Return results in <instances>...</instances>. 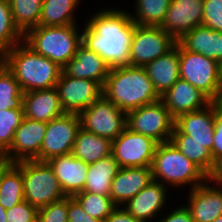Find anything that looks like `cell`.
<instances>
[{"mask_svg":"<svg viewBox=\"0 0 222 222\" xmlns=\"http://www.w3.org/2000/svg\"><path fill=\"white\" fill-rule=\"evenodd\" d=\"M102 9V10H101ZM105 9V10H104ZM100 8L82 28V45L99 54L112 68L129 65V49L135 23L123 8Z\"/></svg>","mask_w":222,"mask_h":222,"instance_id":"obj_1","label":"cell"},{"mask_svg":"<svg viewBox=\"0 0 222 222\" xmlns=\"http://www.w3.org/2000/svg\"><path fill=\"white\" fill-rule=\"evenodd\" d=\"M102 94L125 113L160 100L145 68L130 65L110 68Z\"/></svg>","mask_w":222,"mask_h":222,"instance_id":"obj_2","label":"cell"},{"mask_svg":"<svg viewBox=\"0 0 222 222\" xmlns=\"http://www.w3.org/2000/svg\"><path fill=\"white\" fill-rule=\"evenodd\" d=\"M13 74L23 93L56 87L62 68L34 52L23 41L5 52L0 60Z\"/></svg>","mask_w":222,"mask_h":222,"instance_id":"obj_3","label":"cell"},{"mask_svg":"<svg viewBox=\"0 0 222 222\" xmlns=\"http://www.w3.org/2000/svg\"><path fill=\"white\" fill-rule=\"evenodd\" d=\"M150 168L153 180L170 187L169 190H183L188 186L187 191H190L208 179L171 141L157 145Z\"/></svg>","mask_w":222,"mask_h":222,"instance_id":"obj_4","label":"cell"},{"mask_svg":"<svg viewBox=\"0 0 222 222\" xmlns=\"http://www.w3.org/2000/svg\"><path fill=\"white\" fill-rule=\"evenodd\" d=\"M78 25H39L23 35V42L34 52L63 68L75 56L78 47L82 44L83 26Z\"/></svg>","mask_w":222,"mask_h":222,"instance_id":"obj_5","label":"cell"},{"mask_svg":"<svg viewBox=\"0 0 222 222\" xmlns=\"http://www.w3.org/2000/svg\"><path fill=\"white\" fill-rule=\"evenodd\" d=\"M24 182V200L40 209L66 197L47 161L24 160L13 163Z\"/></svg>","mask_w":222,"mask_h":222,"instance_id":"obj_6","label":"cell"},{"mask_svg":"<svg viewBox=\"0 0 222 222\" xmlns=\"http://www.w3.org/2000/svg\"><path fill=\"white\" fill-rule=\"evenodd\" d=\"M180 78L204 93L212 102L221 96L219 63L202 54L185 50L179 44Z\"/></svg>","mask_w":222,"mask_h":222,"instance_id":"obj_7","label":"cell"},{"mask_svg":"<svg viewBox=\"0 0 222 222\" xmlns=\"http://www.w3.org/2000/svg\"><path fill=\"white\" fill-rule=\"evenodd\" d=\"M176 43L177 41L161 26L135 24L129 49V65L144 67L167 54Z\"/></svg>","mask_w":222,"mask_h":222,"instance_id":"obj_8","label":"cell"},{"mask_svg":"<svg viewBox=\"0 0 222 222\" xmlns=\"http://www.w3.org/2000/svg\"><path fill=\"white\" fill-rule=\"evenodd\" d=\"M126 123L129 130L148 136L160 144L170 141L175 120L159 100L127 112Z\"/></svg>","mask_w":222,"mask_h":222,"instance_id":"obj_9","label":"cell"},{"mask_svg":"<svg viewBox=\"0 0 222 222\" xmlns=\"http://www.w3.org/2000/svg\"><path fill=\"white\" fill-rule=\"evenodd\" d=\"M81 128L98 136L115 140L127 127L126 113L103 94L79 115Z\"/></svg>","mask_w":222,"mask_h":222,"instance_id":"obj_10","label":"cell"},{"mask_svg":"<svg viewBox=\"0 0 222 222\" xmlns=\"http://www.w3.org/2000/svg\"><path fill=\"white\" fill-rule=\"evenodd\" d=\"M80 128L81 121L77 114L64 113L49 121L40 153L34 160L48 161L56 156L71 154Z\"/></svg>","mask_w":222,"mask_h":222,"instance_id":"obj_11","label":"cell"},{"mask_svg":"<svg viewBox=\"0 0 222 222\" xmlns=\"http://www.w3.org/2000/svg\"><path fill=\"white\" fill-rule=\"evenodd\" d=\"M158 144L154 139L126 127L112 141V155L120 168L150 167Z\"/></svg>","mask_w":222,"mask_h":222,"instance_id":"obj_12","label":"cell"},{"mask_svg":"<svg viewBox=\"0 0 222 222\" xmlns=\"http://www.w3.org/2000/svg\"><path fill=\"white\" fill-rule=\"evenodd\" d=\"M64 113L80 115L103 93V88L90 79L69 77L63 72L56 84Z\"/></svg>","mask_w":222,"mask_h":222,"instance_id":"obj_13","label":"cell"},{"mask_svg":"<svg viewBox=\"0 0 222 222\" xmlns=\"http://www.w3.org/2000/svg\"><path fill=\"white\" fill-rule=\"evenodd\" d=\"M47 123L24 117L16 129L10 148L3 156L10 162L34 160L40 153Z\"/></svg>","mask_w":222,"mask_h":222,"instance_id":"obj_14","label":"cell"},{"mask_svg":"<svg viewBox=\"0 0 222 222\" xmlns=\"http://www.w3.org/2000/svg\"><path fill=\"white\" fill-rule=\"evenodd\" d=\"M204 0H171L161 27L176 41L202 25Z\"/></svg>","mask_w":222,"mask_h":222,"instance_id":"obj_15","label":"cell"},{"mask_svg":"<svg viewBox=\"0 0 222 222\" xmlns=\"http://www.w3.org/2000/svg\"><path fill=\"white\" fill-rule=\"evenodd\" d=\"M186 194L188 198L183 203L190 210L193 222H212L222 216V185L207 179Z\"/></svg>","mask_w":222,"mask_h":222,"instance_id":"obj_16","label":"cell"},{"mask_svg":"<svg viewBox=\"0 0 222 222\" xmlns=\"http://www.w3.org/2000/svg\"><path fill=\"white\" fill-rule=\"evenodd\" d=\"M169 188L162 183L152 180L144 189L132 197L124 209L141 222H156L162 210L167 206ZM153 220V221H151Z\"/></svg>","mask_w":222,"mask_h":222,"instance_id":"obj_17","label":"cell"},{"mask_svg":"<svg viewBox=\"0 0 222 222\" xmlns=\"http://www.w3.org/2000/svg\"><path fill=\"white\" fill-rule=\"evenodd\" d=\"M160 100L174 120L183 114L203 109L212 102L199 89L181 78L160 97Z\"/></svg>","mask_w":222,"mask_h":222,"instance_id":"obj_18","label":"cell"},{"mask_svg":"<svg viewBox=\"0 0 222 222\" xmlns=\"http://www.w3.org/2000/svg\"><path fill=\"white\" fill-rule=\"evenodd\" d=\"M110 68L99 54L81 44L62 72L69 77L96 81L103 88Z\"/></svg>","mask_w":222,"mask_h":222,"instance_id":"obj_19","label":"cell"},{"mask_svg":"<svg viewBox=\"0 0 222 222\" xmlns=\"http://www.w3.org/2000/svg\"><path fill=\"white\" fill-rule=\"evenodd\" d=\"M24 117L48 123L64 114L56 87L22 94Z\"/></svg>","mask_w":222,"mask_h":222,"instance_id":"obj_20","label":"cell"},{"mask_svg":"<svg viewBox=\"0 0 222 222\" xmlns=\"http://www.w3.org/2000/svg\"><path fill=\"white\" fill-rule=\"evenodd\" d=\"M152 180L150 167L119 168L111 184L110 197L116 206H123Z\"/></svg>","mask_w":222,"mask_h":222,"instance_id":"obj_21","label":"cell"},{"mask_svg":"<svg viewBox=\"0 0 222 222\" xmlns=\"http://www.w3.org/2000/svg\"><path fill=\"white\" fill-rule=\"evenodd\" d=\"M220 114L216 102L205 108L183 114L175 119V126L191 140L199 143H213L214 120Z\"/></svg>","mask_w":222,"mask_h":222,"instance_id":"obj_22","label":"cell"},{"mask_svg":"<svg viewBox=\"0 0 222 222\" xmlns=\"http://www.w3.org/2000/svg\"><path fill=\"white\" fill-rule=\"evenodd\" d=\"M66 196L83 191L89 165L72 154L56 156L48 161Z\"/></svg>","mask_w":222,"mask_h":222,"instance_id":"obj_23","label":"cell"},{"mask_svg":"<svg viewBox=\"0 0 222 222\" xmlns=\"http://www.w3.org/2000/svg\"><path fill=\"white\" fill-rule=\"evenodd\" d=\"M154 90L161 97L180 78L179 43L164 56L144 66Z\"/></svg>","mask_w":222,"mask_h":222,"instance_id":"obj_24","label":"cell"},{"mask_svg":"<svg viewBox=\"0 0 222 222\" xmlns=\"http://www.w3.org/2000/svg\"><path fill=\"white\" fill-rule=\"evenodd\" d=\"M177 42L187 51L202 54L218 63L222 61V32L199 25L185 33Z\"/></svg>","mask_w":222,"mask_h":222,"instance_id":"obj_25","label":"cell"},{"mask_svg":"<svg viewBox=\"0 0 222 222\" xmlns=\"http://www.w3.org/2000/svg\"><path fill=\"white\" fill-rule=\"evenodd\" d=\"M191 139L190 135L182 133L174 125L170 141L208 176L215 164L212 156L213 143H199Z\"/></svg>","mask_w":222,"mask_h":222,"instance_id":"obj_26","label":"cell"},{"mask_svg":"<svg viewBox=\"0 0 222 222\" xmlns=\"http://www.w3.org/2000/svg\"><path fill=\"white\" fill-rule=\"evenodd\" d=\"M71 154L89 165L112 154V141L80 128Z\"/></svg>","mask_w":222,"mask_h":222,"instance_id":"obj_27","label":"cell"},{"mask_svg":"<svg viewBox=\"0 0 222 222\" xmlns=\"http://www.w3.org/2000/svg\"><path fill=\"white\" fill-rule=\"evenodd\" d=\"M119 168L112 154L89 164L83 191L110 196L111 184Z\"/></svg>","mask_w":222,"mask_h":222,"instance_id":"obj_28","label":"cell"},{"mask_svg":"<svg viewBox=\"0 0 222 222\" xmlns=\"http://www.w3.org/2000/svg\"><path fill=\"white\" fill-rule=\"evenodd\" d=\"M81 0H43L39 25L65 26L77 23L76 12Z\"/></svg>","mask_w":222,"mask_h":222,"instance_id":"obj_29","label":"cell"},{"mask_svg":"<svg viewBox=\"0 0 222 222\" xmlns=\"http://www.w3.org/2000/svg\"><path fill=\"white\" fill-rule=\"evenodd\" d=\"M24 201L22 172L11 163L0 178V204L7 210Z\"/></svg>","mask_w":222,"mask_h":222,"instance_id":"obj_30","label":"cell"},{"mask_svg":"<svg viewBox=\"0 0 222 222\" xmlns=\"http://www.w3.org/2000/svg\"><path fill=\"white\" fill-rule=\"evenodd\" d=\"M171 0H135L134 14L130 17L136 25L161 26Z\"/></svg>","mask_w":222,"mask_h":222,"instance_id":"obj_31","label":"cell"},{"mask_svg":"<svg viewBox=\"0 0 222 222\" xmlns=\"http://www.w3.org/2000/svg\"><path fill=\"white\" fill-rule=\"evenodd\" d=\"M16 27L24 35L39 26L43 0H8Z\"/></svg>","mask_w":222,"mask_h":222,"instance_id":"obj_32","label":"cell"},{"mask_svg":"<svg viewBox=\"0 0 222 222\" xmlns=\"http://www.w3.org/2000/svg\"><path fill=\"white\" fill-rule=\"evenodd\" d=\"M23 41V34L16 27L8 0H0V60L2 55Z\"/></svg>","mask_w":222,"mask_h":222,"instance_id":"obj_33","label":"cell"},{"mask_svg":"<svg viewBox=\"0 0 222 222\" xmlns=\"http://www.w3.org/2000/svg\"><path fill=\"white\" fill-rule=\"evenodd\" d=\"M91 217L104 221L117 207L110 196L81 191L73 196Z\"/></svg>","mask_w":222,"mask_h":222,"instance_id":"obj_34","label":"cell"},{"mask_svg":"<svg viewBox=\"0 0 222 222\" xmlns=\"http://www.w3.org/2000/svg\"><path fill=\"white\" fill-rule=\"evenodd\" d=\"M24 118L22 104L14 108L0 110V155L11 146L16 129Z\"/></svg>","mask_w":222,"mask_h":222,"instance_id":"obj_35","label":"cell"},{"mask_svg":"<svg viewBox=\"0 0 222 222\" xmlns=\"http://www.w3.org/2000/svg\"><path fill=\"white\" fill-rule=\"evenodd\" d=\"M22 94L19 83L0 61V110L16 107L22 101Z\"/></svg>","mask_w":222,"mask_h":222,"instance_id":"obj_36","label":"cell"},{"mask_svg":"<svg viewBox=\"0 0 222 222\" xmlns=\"http://www.w3.org/2000/svg\"><path fill=\"white\" fill-rule=\"evenodd\" d=\"M37 222H68V196L38 209Z\"/></svg>","mask_w":222,"mask_h":222,"instance_id":"obj_37","label":"cell"},{"mask_svg":"<svg viewBox=\"0 0 222 222\" xmlns=\"http://www.w3.org/2000/svg\"><path fill=\"white\" fill-rule=\"evenodd\" d=\"M202 25L222 32V0H204Z\"/></svg>","mask_w":222,"mask_h":222,"instance_id":"obj_38","label":"cell"},{"mask_svg":"<svg viewBox=\"0 0 222 222\" xmlns=\"http://www.w3.org/2000/svg\"><path fill=\"white\" fill-rule=\"evenodd\" d=\"M38 209L27 201L6 210L7 222H37Z\"/></svg>","mask_w":222,"mask_h":222,"instance_id":"obj_39","label":"cell"},{"mask_svg":"<svg viewBox=\"0 0 222 222\" xmlns=\"http://www.w3.org/2000/svg\"><path fill=\"white\" fill-rule=\"evenodd\" d=\"M177 204L175 207H171V210H168L167 212L162 213L160 218H157L156 222H193L192 215L190 213V210L186 207L185 204ZM176 208V209H175Z\"/></svg>","mask_w":222,"mask_h":222,"instance_id":"obj_40","label":"cell"},{"mask_svg":"<svg viewBox=\"0 0 222 222\" xmlns=\"http://www.w3.org/2000/svg\"><path fill=\"white\" fill-rule=\"evenodd\" d=\"M68 222H102L87 214L80 203L68 196Z\"/></svg>","mask_w":222,"mask_h":222,"instance_id":"obj_41","label":"cell"},{"mask_svg":"<svg viewBox=\"0 0 222 222\" xmlns=\"http://www.w3.org/2000/svg\"><path fill=\"white\" fill-rule=\"evenodd\" d=\"M212 156L217 160L222 156V116L219 114L214 120Z\"/></svg>","mask_w":222,"mask_h":222,"instance_id":"obj_42","label":"cell"},{"mask_svg":"<svg viewBox=\"0 0 222 222\" xmlns=\"http://www.w3.org/2000/svg\"><path fill=\"white\" fill-rule=\"evenodd\" d=\"M103 222H141L129 214L123 206H117Z\"/></svg>","mask_w":222,"mask_h":222,"instance_id":"obj_43","label":"cell"},{"mask_svg":"<svg viewBox=\"0 0 222 222\" xmlns=\"http://www.w3.org/2000/svg\"><path fill=\"white\" fill-rule=\"evenodd\" d=\"M208 180L214 184L222 185V156L215 160L213 170L208 175Z\"/></svg>","mask_w":222,"mask_h":222,"instance_id":"obj_44","label":"cell"},{"mask_svg":"<svg viewBox=\"0 0 222 222\" xmlns=\"http://www.w3.org/2000/svg\"><path fill=\"white\" fill-rule=\"evenodd\" d=\"M11 163L3 156L0 155V178L2 172L10 165Z\"/></svg>","mask_w":222,"mask_h":222,"instance_id":"obj_45","label":"cell"},{"mask_svg":"<svg viewBox=\"0 0 222 222\" xmlns=\"http://www.w3.org/2000/svg\"><path fill=\"white\" fill-rule=\"evenodd\" d=\"M0 222H7L6 209L0 204Z\"/></svg>","mask_w":222,"mask_h":222,"instance_id":"obj_46","label":"cell"},{"mask_svg":"<svg viewBox=\"0 0 222 222\" xmlns=\"http://www.w3.org/2000/svg\"><path fill=\"white\" fill-rule=\"evenodd\" d=\"M219 85L222 93V61L219 63Z\"/></svg>","mask_w":222,"mask_h":222,"instance_id":"obj_47","label":"cell"},{"mask_svg":"<svg viewBox=\"0 0 222 222\" xmlns=\"http://www.w3.org/2000/svg\"><path fill=\"white\" fill-rule=\"evenodd\" d=\"M216 104H217L218 109H219V112H220V114H221V116H222V94H221V96L218 98V100L216 101Z\"/></svg>","mask_w":222,"mask_h":222,"instance_id":"obj_48","label":"cell"},{"mask_svg":"<svg viewBox=\"0 0 222 222\" xmlns=\"http://www.w3.org/2000/svg\"><path fill=\"white\" fill-rule=\"evenodd\" d=\"M212 222H222V216L218 217L217 219H215L214 221Z\"/></svg>","mask_w":222,"mask_h":222,"instance_id":"obj_49","label":"cell"}]
</instances>
